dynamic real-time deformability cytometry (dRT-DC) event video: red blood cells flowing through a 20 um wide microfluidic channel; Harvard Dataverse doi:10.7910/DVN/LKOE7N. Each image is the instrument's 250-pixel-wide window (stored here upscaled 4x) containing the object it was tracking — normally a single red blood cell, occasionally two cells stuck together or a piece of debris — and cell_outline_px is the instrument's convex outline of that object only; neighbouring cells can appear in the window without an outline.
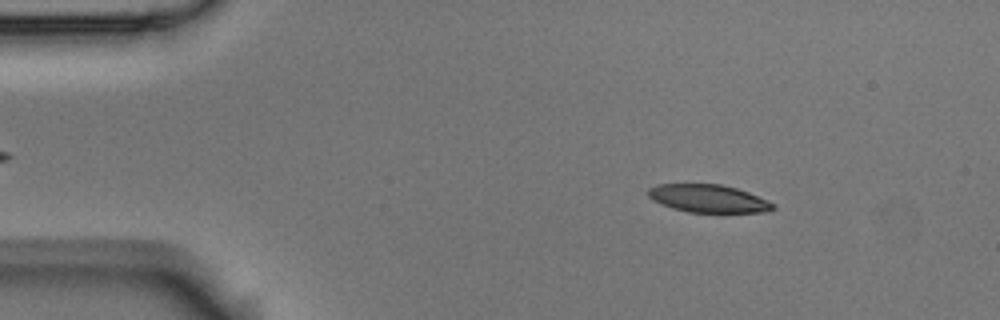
{"species": "Egyptian fruit bat (a non-hibernating species)", "species_latin": "Rousettus aegyptiacus", "temperature_condition": "room temperature", "stored_images_in_passage": 5, "camera_frame_rate_fps": 3000, "um_per_image_px": 0.085, "animal": {"sex": "male"}, "frame": {"image": 1, "passage_image": 2, "time_ms": 0.333, "image_size_px": [1000, 320], "cell_outline_px": [[776, 208], [768, 212], [688, 212], [672, 208], [660, 204], [652, 200], [644, 192], [648, 188], [656, 184], [720, 184], [736, 188], [748, 192], [768, 200], [776, 204]], "centroid_in_image_um": [60.18, 16.87], "position_along_channel_um": 24.8, "area_um2": 20.52}}
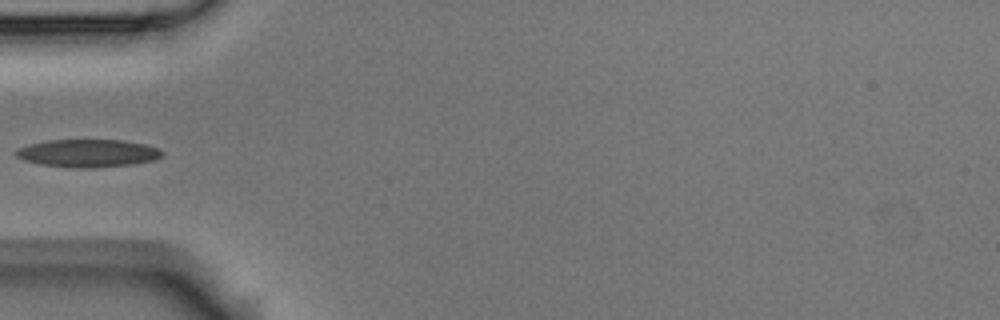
{"frame": {"image": 2, "passage_image": 5, "time_ms": 1.333, "image_size_px": [1000, 320], "cell_outline_px": [[164, 156], [156, 160], [132, 164], [92, 168], [76, 168], [40, 164], [24, 160], [16, 156], [12, 152], [16, 148], [48, 140], [124, 140], [144, 144], [160, 148], [164, 152]], "centroid_in_image_um": [7.5, 13.02], "position_along_channel_um": 77.5, "area_um2": 23.87}}